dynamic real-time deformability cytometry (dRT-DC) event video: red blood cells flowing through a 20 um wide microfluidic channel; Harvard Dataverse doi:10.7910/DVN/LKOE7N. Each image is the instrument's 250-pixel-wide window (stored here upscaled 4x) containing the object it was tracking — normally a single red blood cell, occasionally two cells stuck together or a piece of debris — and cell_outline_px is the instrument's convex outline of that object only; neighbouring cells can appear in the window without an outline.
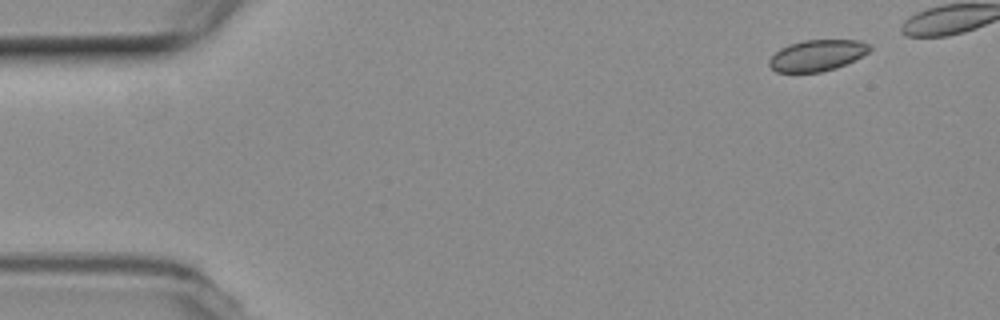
{"species": "common noctule bat (a hibernating species)", "species_latin": "Nyctalus noctula", "temperature_condition": "room temperature", "stored_images_in_passage": 41, "camera_frame_rate_fps": 3000, "um_per_image_px": 0.085, "animal": {"sex": "female", "body_mass_g": 19.3, "forearm_length_mm": 54.1}, "frame": {"image": 1, "passage_image": 1, "time_ms": 0.0, "image_size_px": [1000, 320], "cell_outline_px": [[872, 48], [868, 52], [836, 68], [820, 72], [776, 72], [768, 64], [768, 60], [780, 48], [788, 44], [804, 40], [860, 40], [868, 44]], "centroid_in_image_um": [69.42, 4.7], "position_along_channel_um": 15.6, "area_um2": 18.09}}
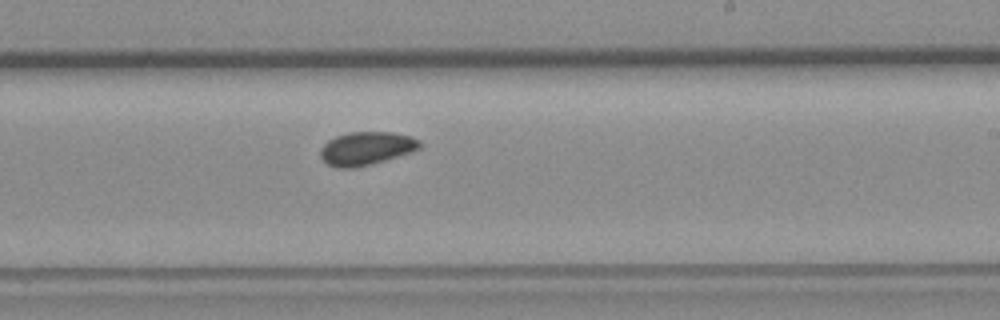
{"frame": {"image": 2, "passage_image": 29, "time_ms": 9.333, "image_size_px": [1000, 320], "cell_outline_px": [[420, 148], [412, 152], [384, 160], [352, 168], [336, 168], [328, 164], [320, 156], [320, 148], [328, 140], [336, 136], [348, 132], [392, 132], [412, 136], [420, 140]], "centroid_in_image_um": [31.13, 12.6], "position_along_channel_um": 257.9, "area_um2": 19.19}}
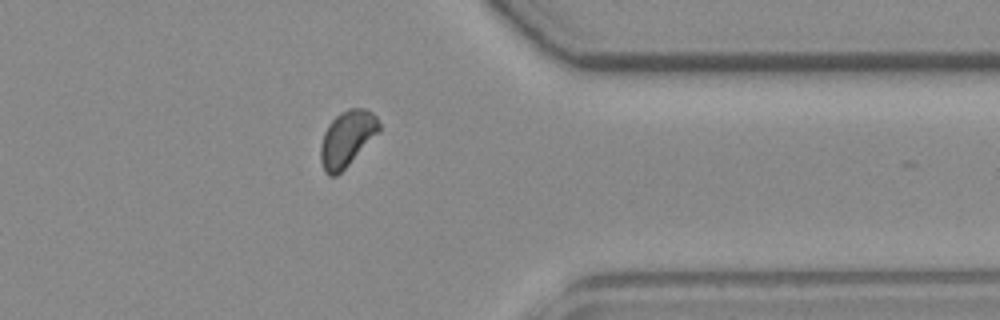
{"frame": {"image": 3, "passage_image": 40, "time_ms": 13.0, "image_size_px": [1000, 320], "cell_outline_px": [[380, 132], [336, 176], [328, 176], [324, 172], [320, 160], [320, 144], [324, 132], [328, 124], [340, 112], [348, 108], [364, 108], [372, 112], [376, 116], [380, 124]], "centroid_in_image_um": [29.48, 11.77], "position_along_channel_um": 381.9, "area_um2": 19.07}}